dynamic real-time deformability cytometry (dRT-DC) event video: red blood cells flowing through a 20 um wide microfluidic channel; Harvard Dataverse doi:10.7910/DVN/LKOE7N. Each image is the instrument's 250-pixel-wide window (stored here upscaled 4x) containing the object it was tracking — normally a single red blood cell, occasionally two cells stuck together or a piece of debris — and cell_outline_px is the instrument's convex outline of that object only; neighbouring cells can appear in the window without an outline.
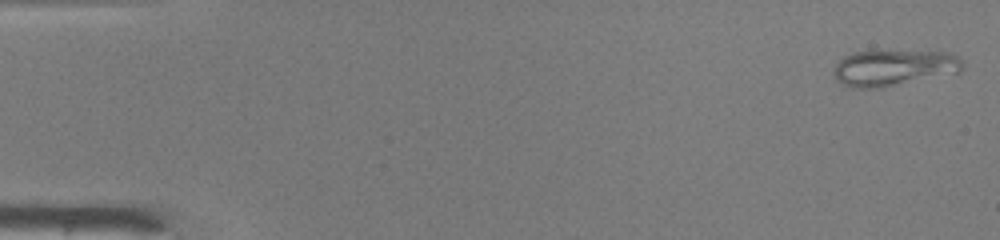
{"species": "common noctule bat (a hibernating species)", "species_latin": "Nyctalus noctula", "temperature_condition": "warm", "stored_images_in_passage": 48, "camera_frame_rate_fps": 3000, "um_per_image_px": 0.085, "animal": {"sex": "male", "body_mass_g": 19.0, "forearm_length_mm": 50.8}, "frame": {"image": 1, "passage_image": 1, "time_ms": 0.0, "image_size_px": [1000, 240], "cell_outline_px": [[960, 72], [880, 88], [852, 88], [836, 80], [832, 72], [836, 64], [844, 56], [852, 52], [948, 52], [956, 56], [960, 60]], "centroid_in_image_um": [75.9, 5.78], "position_along_channel_um": 9.1, "area_um2": 26.53}}
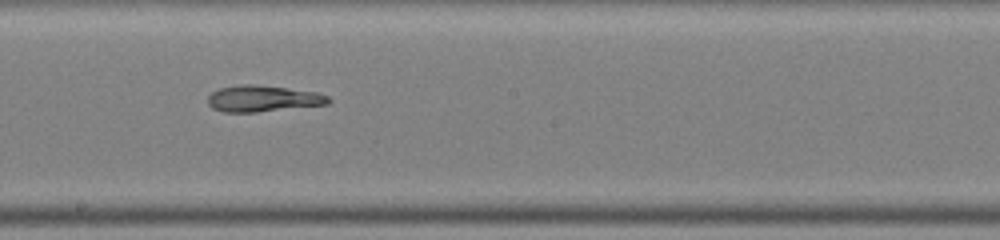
{"frame": {"image": 2, "passage_image": 27, "time_ms": 8.667, "image_size_px": [1000, 240], "cell_outline_px": [[332, 100], [328, 104], [256, 112], [224, 112], [212, 108], [208, 104], [208, 96], [212, 92], [220, 88], [244, 84], [252, 84], [316, 92], [328, 96]], "centroid_in_image_um": [22.33, 8.39], "position_along_channel_um": 225.9, "area_um2": 18.26}}
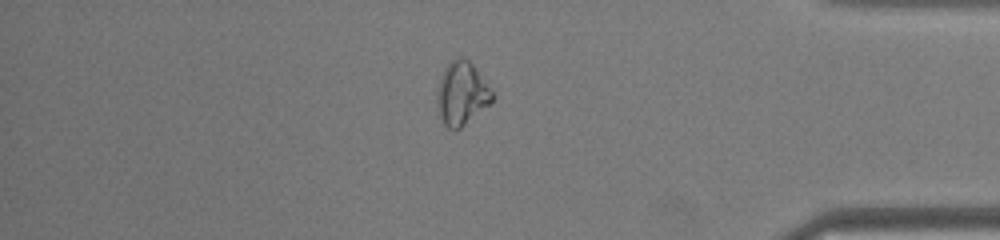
{"frame": {"image": 3, "passage_image": 41, "time_ms": 13.333, "image_size_px": [1000, 240], "cell_outline_px": [[496, 96], [492, 104], [460, 128], [448, 128], [444, 124], [440, 116], [436, 100], [440, 80], [444, 68], [456, 56], [464, 56], [472, 64]], "centroid_in_image_um": [39.28, 7.94], "position_along_channel_um": 395.9, "area_um2": 20.35}, "authors_computed_cell_mechanics": {"area_um2": 20.3456, "velocity_mm_per_s": 4.1782, "shape_relaxation_time_tau1_ms": null, "shape_relaxation_time_tau2_ms": 4.6565, "deformation_change_tau1": null, "deformation_change_tau2": 0.0682}}